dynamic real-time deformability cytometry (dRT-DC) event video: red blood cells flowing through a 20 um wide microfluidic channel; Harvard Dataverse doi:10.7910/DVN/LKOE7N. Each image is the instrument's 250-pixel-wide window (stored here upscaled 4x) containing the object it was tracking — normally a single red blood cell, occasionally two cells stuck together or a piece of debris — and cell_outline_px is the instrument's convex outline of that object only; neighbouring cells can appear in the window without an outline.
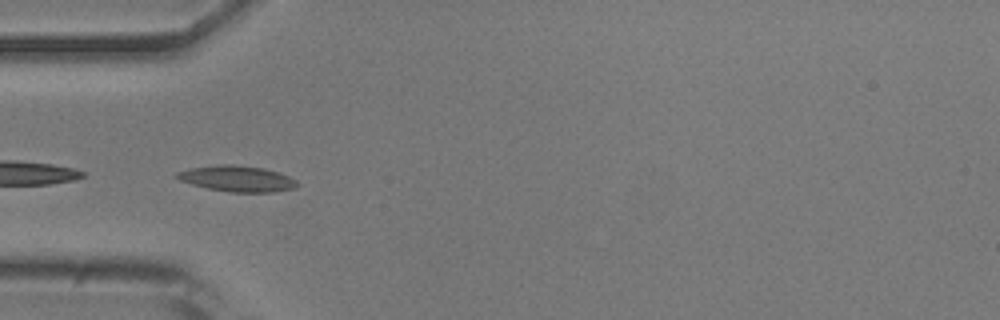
{"species": "common noctule bat (a hibernating species)", "species_latin": "Nyctalus noctula", "temperature_condition": "room temperature", "stored_images_in_passage": 31, "camera_frame_rate_fps": 3000, "um_per_image_px": 0.085, "animal": {"sex": "male", "body_mass_g": 20.5, "forearm_length_mm": 52.5}, "frame": {"image": 1, "passage_image": 9, "time_ms": 2.667, "image_size_px": [1000, 320], "cell_outline_px": [[300, 184], [296, 188], [276, 192], [232, 192], [208, 188], [192, 184], [180, 180], [172, 176], [176, 172], [192, 168], [220, 164], [232, 164], [264, 168], [280, 172], [296, 180]], "centroid_in_image_um": [20.19, 15.18], "position_along_channel_um": 64.8, "area_um2": 18.26}}